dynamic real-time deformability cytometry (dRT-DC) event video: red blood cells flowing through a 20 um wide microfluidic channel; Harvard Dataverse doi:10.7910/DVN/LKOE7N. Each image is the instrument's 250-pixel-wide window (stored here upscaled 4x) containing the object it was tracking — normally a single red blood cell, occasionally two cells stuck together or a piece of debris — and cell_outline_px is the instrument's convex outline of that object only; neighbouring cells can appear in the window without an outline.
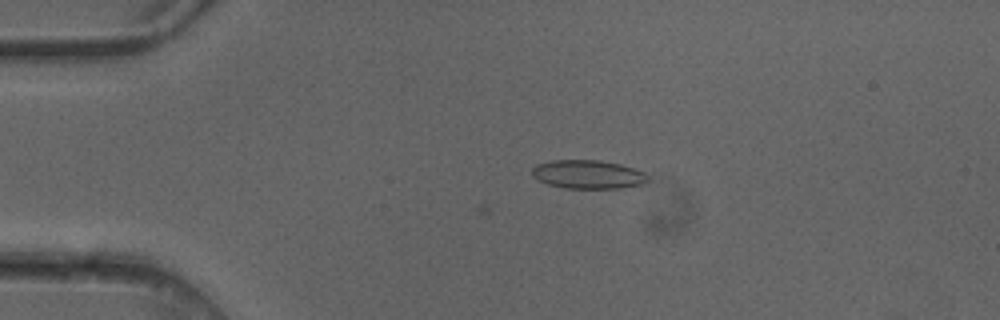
{"species": "common noctule bat (a hibernating species)", "species_latin": "Nyctalus noctula", "temperature_condition": "cold", "stored_images_in_passage": 6, "camera_frame_rate_fps": 3000, "um_per_image_px": 0.085, "animal": {"sex": "female"}, "frame": {"image": 1, "passage_image": 5, "time_ms": 1.333, "image_size_px": [1000, 320], "cell_outline_px": [[648, 180], [644, 184], [620, 188], [564, 188], [548, 184], [536, 180], [532, 176], [532, 168], [536, 164], [552, 160], [600, 160], [620, 164], [644, 172], [648, 176]], "centroid_in_image_um": [49.95, 14.82], "position_along_channel_um": 35.0, "area_um2": 19.42}}